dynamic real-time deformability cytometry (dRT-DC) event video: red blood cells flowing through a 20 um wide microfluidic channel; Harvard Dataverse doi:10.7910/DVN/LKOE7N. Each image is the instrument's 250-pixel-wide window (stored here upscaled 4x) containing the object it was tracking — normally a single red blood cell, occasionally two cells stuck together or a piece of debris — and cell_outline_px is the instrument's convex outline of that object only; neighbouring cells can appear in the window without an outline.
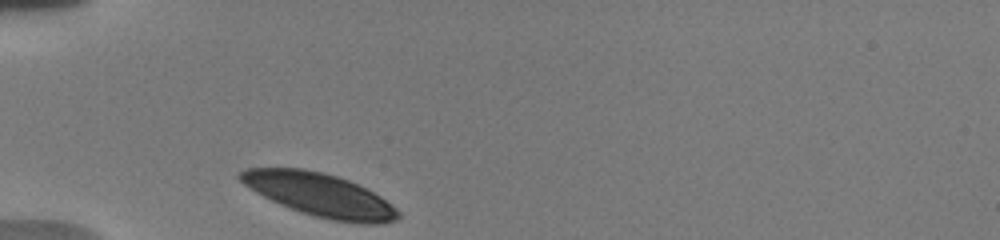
{"species": "human", "species_latin": "Homo sapiens", "temperature_condition": "warm", "stored_images_in_passage": 23, "camera_frame_rate_fps": 3000, "um_per_image_px": 0.085, "donor": {"sex": "male"}, "frame": {"image": 1, "passage_image": 1, "time_ms": 0.0, "image_size_px": [1000, 240], "cell_outline_px": [[400, 216], [396, 220], [384, 224], [360, 224], [332, 220], [300, 212], [280, 204], [248, 188], [236, 176], [240, 172], [248, 168], [304, 168], [324, 172], [348, 180], [380, 196], [392, 204], [400, 212]], "centroid_in_image_um": [27.2, 16.57], "position_along_channel_um": 57.8, "area_um2": 39.65}}
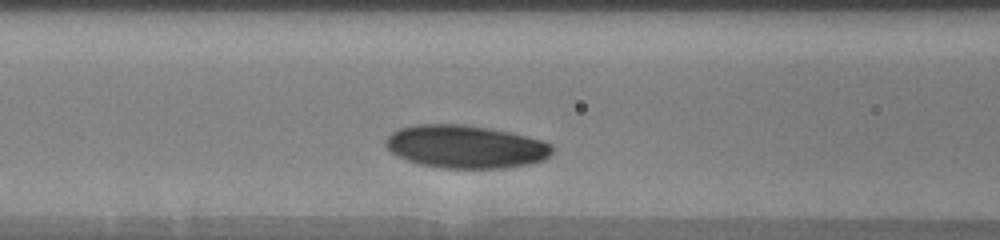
{"frame": {"image": 2, "passage_image": 7, "time_ms": 2.333, "image_size_px": [1000, 240], "cell_outline_px": [[552, 152], [544, 160], [528, 164], [504, 168], [444, 168], [420, 164], [408, 160], [392, 152], [384, 144], [384, 140], [392, 132], [400, 128], [416, 124], [464, 124], [488, 128], [508, 132], [544, 140], [552, 144]], "centroid_in_image_um": [39.58, 12.46], "position_along_channel_um": 127.0, "area_um2": 41.62}}
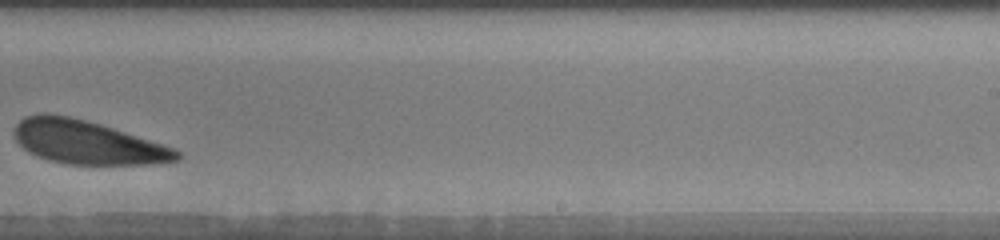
{"frame": {"image": 3, "passage_image": 17, "time_ms": 6.667, "image_size_px": [1000, 240], "cell_outline_px": [[180, 160], [160, 164], [64, 164], [48, 160], [36, 156], [28, 152], [16, 140], [12, 132], [16, 124], [20, 120], [28, 116], [44, 112], [68, 116], [100, 124], [176, 148], [180, 152]], "centroid_in_image_um": [7.42, 12.11], "position_along_channel_um": 281.6, "area_um2": 41.33}, "authors_computed_cell_mechanics": {"area_um2": 41.7894, "velocity_mm_per_s": 3.571, "shape_relaxation_time_tau1_ms": 1.3434, "shape_relaxation_time_tau2_ms": null, "deformation_change_tau1": 0.0819, "deformation_change_tau2": null}}